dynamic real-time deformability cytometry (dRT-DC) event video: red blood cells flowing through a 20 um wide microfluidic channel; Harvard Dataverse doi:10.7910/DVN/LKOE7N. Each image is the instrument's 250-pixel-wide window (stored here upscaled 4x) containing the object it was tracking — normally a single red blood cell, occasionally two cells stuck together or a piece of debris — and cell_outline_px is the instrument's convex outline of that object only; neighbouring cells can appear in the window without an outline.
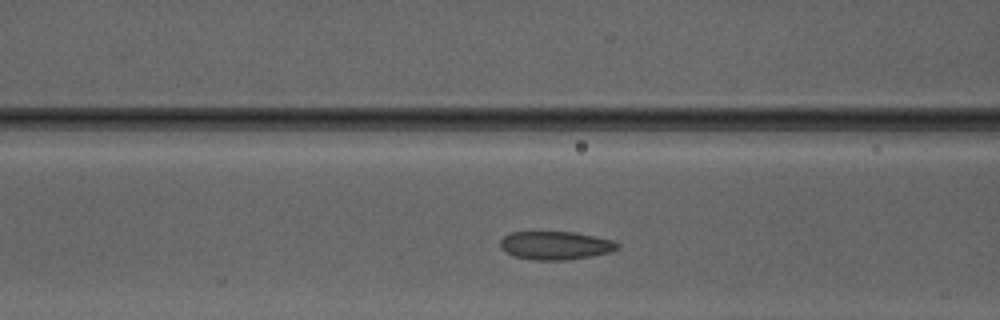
{"species": "Egyptian fruit bat (a non-hibernating species)", "species_latin": "Rousettus aegyptiacus", "temperature_condition": "warm", "stored_images_in_passage": 30, "camera_frame_rate_fps": 3000, "um_per_image_px": 0.085, "animal": {"sex": "male"}, "frame": {"image": 1, "passage_image": 9, "time_ms": 2.667, "image_size_px": [1000, 320], "cell_outline_px": [[620, 248], [608, 252], [592, 256], [568, 260], [532, 260], [516, 256], [504, 252], [500, 248], [500, 240], [504, 236], [512, 232], [576, 232], [612, 240], [620, 244]], "centroid_in_image_um": [47.21, 20.86], "position_along_channel_um": 119.4, "area_um2": 19.42}}
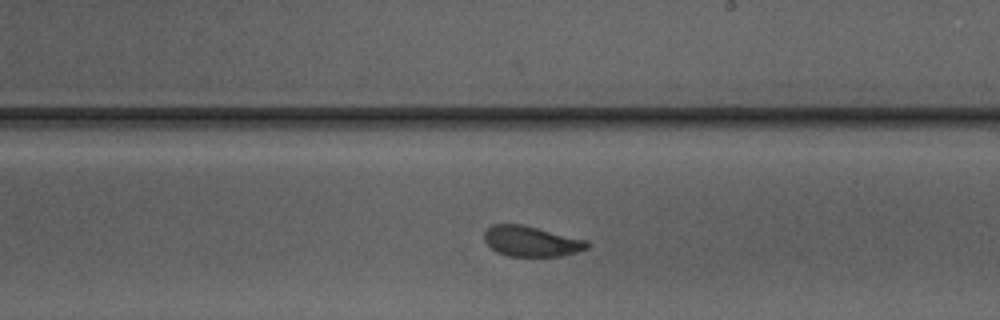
{"frame": {"image": 2, "passage_image": 18, "time_ms": 5.667, "image_size_px": [1000, 320], "cell_outline_px": [[588, 248], [576, 252], [560, 256], [508, 256], [496, 252], [484, 240], [484, 232], [492, 224], [524, 224], [588, 240]], "centroid_in_image_um": [45.16, 20.5], "position_along_channel_um": 243.8, "area_um2": 18.32}}
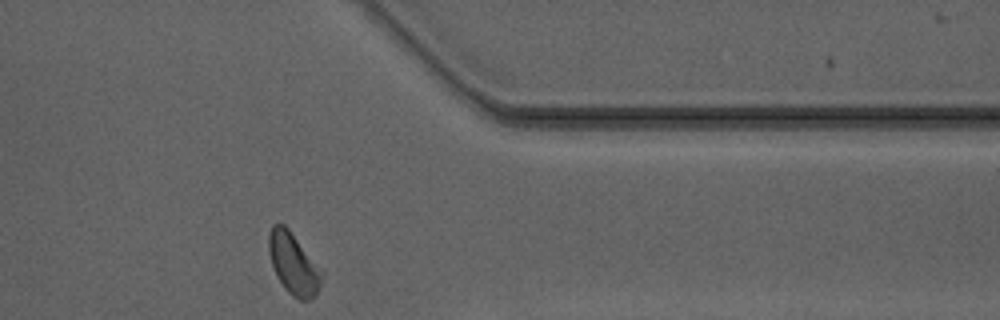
{"frame": {"image": 3, "passage_image": 29, "time_ms": 9.333, "image_size_px": [1000, 320], "cell_outline_px": [[324, 276], [320, 288], [316, 296], [308, 300], [300, 300], [292, 296], [284, 288], [276, 276], [272, 264], [268, 248], [268, 236], [272, 224], [284, 224], [288, 228], [324, 272]], "centroid_in_image_um": [24.96, 22.45], "position_along_channel_um": 386.4, "area_um2": 19.13}, "authors_computed_cell_mechanics": {"area_um2": 19.363, "velocity_mm_per_s": 4.156, "shape_relaxation_time_tau1_ms": 3.2528, "shape_relaxation_time_tau2_ms": 1.4985, "deformation_change_tau1": 0.0916, "deformation_change_tau2": 0.0631}}